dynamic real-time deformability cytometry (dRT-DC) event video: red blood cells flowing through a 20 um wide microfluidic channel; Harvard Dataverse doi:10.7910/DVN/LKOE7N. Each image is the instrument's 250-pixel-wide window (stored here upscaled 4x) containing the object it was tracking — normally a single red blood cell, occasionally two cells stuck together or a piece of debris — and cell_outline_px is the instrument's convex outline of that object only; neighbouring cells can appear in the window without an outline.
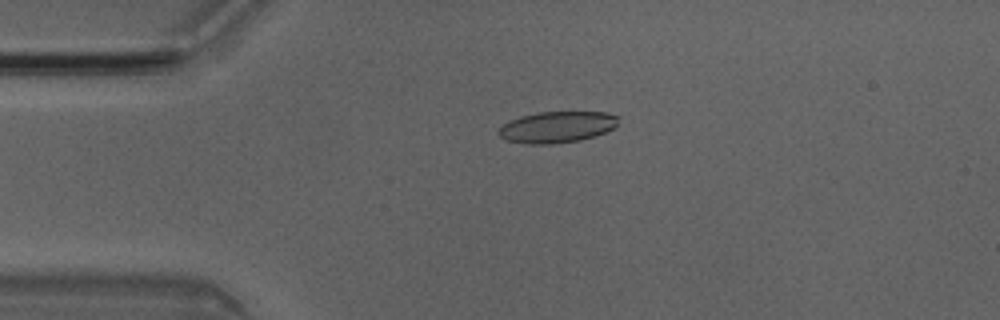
{"species": "Egyptian fruit bat (a non-hibernating species)", "species_latin": "Rousettus aegyptiacus", "temperature_condition": "room temperature", "stored_images_in_passage": 5, "camera_frame_rate_fps": 3000, "um_per_image_px": 0.085, "animal": {"sex": "male"}, "frame": {"image": 1, "passage_image": 1, "time_ms": 0.0, "image_size_px": [1000, 320], "cell_outline_px": [[620, 116], [616, 128], [580, 140], [552, 144], [524, 144], [504, 140], [496, 132], [508, 120], [520, 116], [536, 112], [608, 112]], "centroid_in_image_um": [47.33, 10.79], "position_along_channel_um": 37.7, "area_um2": 22.14}}